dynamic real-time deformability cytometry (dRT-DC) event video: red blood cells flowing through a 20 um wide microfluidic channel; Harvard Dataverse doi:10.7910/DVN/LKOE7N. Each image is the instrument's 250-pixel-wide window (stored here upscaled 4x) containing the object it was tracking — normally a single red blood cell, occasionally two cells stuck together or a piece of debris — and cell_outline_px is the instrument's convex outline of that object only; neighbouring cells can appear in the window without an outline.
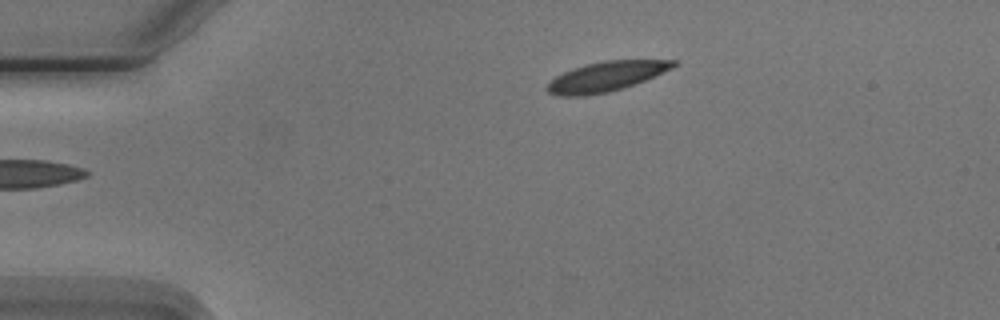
{"species": "Egyptian fruit bat (a non-hibernating species)", "species_latin": "Rousettus aegyptiacus", "temperature_condition": "cold", "stored_images_in_passage": 6, "camera_frame_rate_fps": 3000, "um_per_image_px": 0.085, "animal": {"sex": "male"}, "frame": {"image": 1, "passage_image": 1, "time_ms": 0.0, "image_size_px": [1000, 320], "cell_outline_px": [[680, 64], [672, 68], [644, 80], [624, 88], [608, 92], [584, 96], [556, 96], [548, 92], [544, 88], [556, 76], [572, 68], [584, 64], [604, 60], [680, 60]], "centroid_in_image_um": [51.51, 6.5], "position_along_channel_um": 33.5, "area_um2": 22.02}}
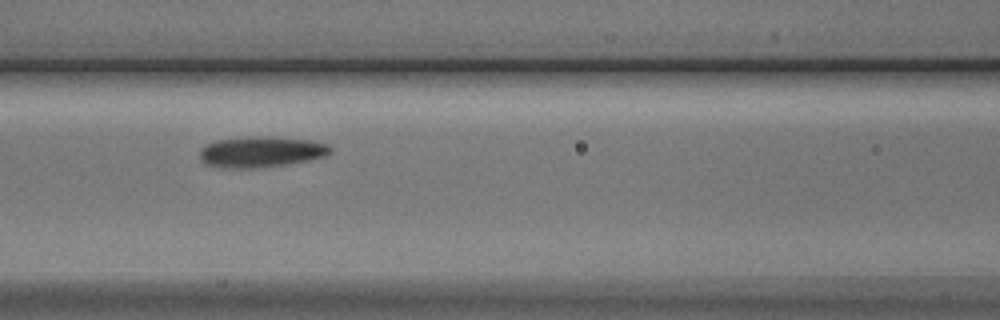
{"frame": {"image": 2, "passage_image": 5, "time_ms": 4.333, "image_size_px": [1000, 320], "cell_outline_px": [[332, 152], [324, 156], [308, 160], [284, 164], [256, 168], [220, 168], [204, 164], [200, 160], [200, 148], [204, 144], [216, 140], [252, 136], [268, 136], [312, 140], [328, 144], [332, 148]], "centroid_in_image_um": [22.15, 12.9], "position_along_channel_um": 144.5, "area_um2": 23.76}}
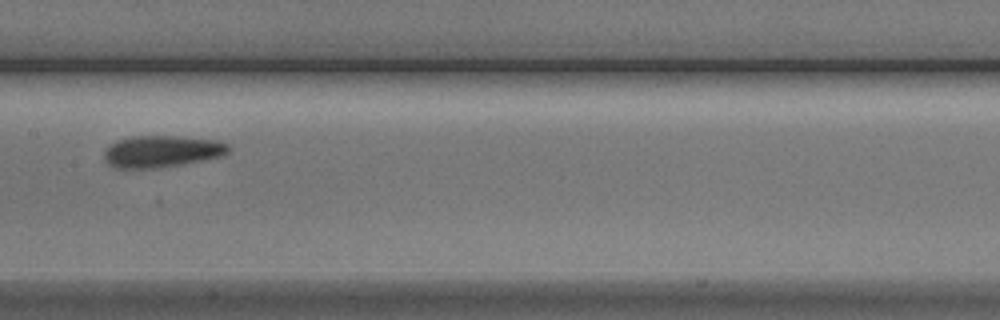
{"frame": {"image": 3, "passage_image": 6, "time_ms": 5.667, "image_size_px": [1000, 320], "cell_outline_px": [[232, 148], [224, 156], [204, 160], [180, 164], [152, 168], [116, 168], [108, 164], [104, 160], [104, 152], [116, 140], [132, 136], [180, 136], [220, 140], [228, 144]], "centroid_in_image_um": [13.8, 12.85], "position_along_channel_um": 193.6, "area_um2": 23.18}}